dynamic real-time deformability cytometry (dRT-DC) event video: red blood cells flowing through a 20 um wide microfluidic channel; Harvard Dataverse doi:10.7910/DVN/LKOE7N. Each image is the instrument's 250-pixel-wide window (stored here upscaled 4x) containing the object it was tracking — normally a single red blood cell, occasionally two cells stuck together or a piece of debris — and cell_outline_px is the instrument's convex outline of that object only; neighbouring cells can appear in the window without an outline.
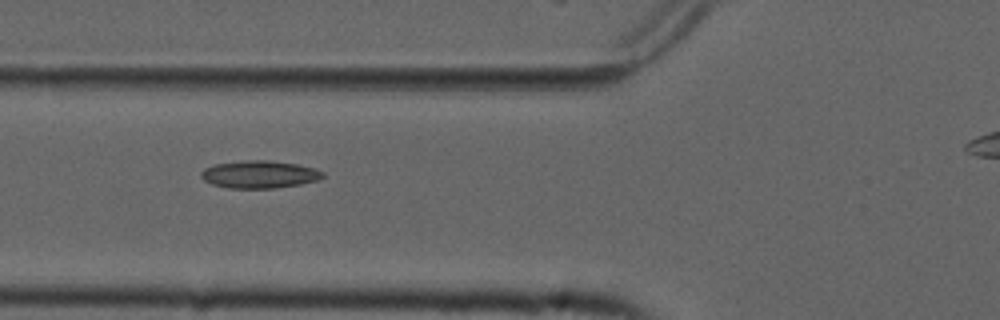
{"species": "common noctule bat (a hibernating species)", "species_latin": "Nyctalus noctula", "temperature_condition": "cold", "stored_images_in_passage": 8, "camera_frame_rate_fps": 3000, "um_per_image_px": 0.085, "animal": {"sex": "male", "forearm_length_mm": 52.5}, "frame": {"image": 1, "passage_image": 6, "time_ms": 1.667, "image_size_px": [1000, 320], "cell_outline_px": [[324, 176], [320, 180], [300, 184], [276, 188], [228, 188], [212, 184], [204, 180], [200, 176], [200, 172], [204, 168], [216, 164], [248, 160], [268, 160], [296, 164], [316, 168], [324, 172]], "centroid_in_image_um": [22.07, 14.83], "position_along_channel_um": 103.7, "area_um2": 19.59}}
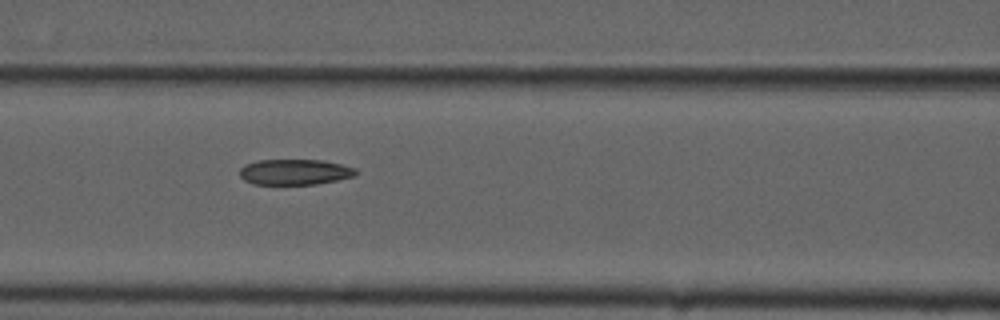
{"frame": {"image": 2, "passage_image": 7, "time_ms": 2.0, "image_size_px": [1000, 320], "cell_outline_px": [[356, 176], [316, 184], [252, 184], [244, 180], [240, 176], [240, 168], [244, 164], [256, 160], [320, 160], [340, 164], [356, 168]], "centroid_in_image_um": [25.02, 14.62], "position_along_channel_um": 141.6, "area_um2": 17.34}}
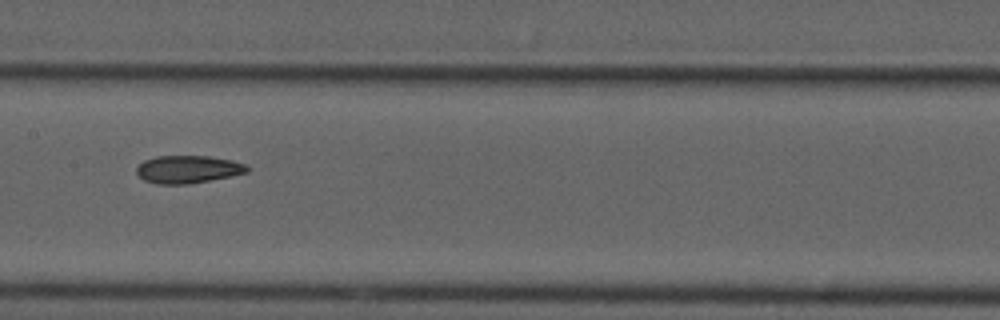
{"frame": {"image": 3, "passage_image": 8, "time_ms": 2.333, "image_size_px": [1000, 320], "cell_outline_px": [[248, 172], [188, 184], [156, 184], [144, 180], [136, 172], [136, 168], [144, 160], [156, 156], [208, 156], [232, 160], [248, 164]], "centroid_in_image_um": [15.96, 14.38], "position_along_channel_um": 191.4, "area_um2": 17.74}}